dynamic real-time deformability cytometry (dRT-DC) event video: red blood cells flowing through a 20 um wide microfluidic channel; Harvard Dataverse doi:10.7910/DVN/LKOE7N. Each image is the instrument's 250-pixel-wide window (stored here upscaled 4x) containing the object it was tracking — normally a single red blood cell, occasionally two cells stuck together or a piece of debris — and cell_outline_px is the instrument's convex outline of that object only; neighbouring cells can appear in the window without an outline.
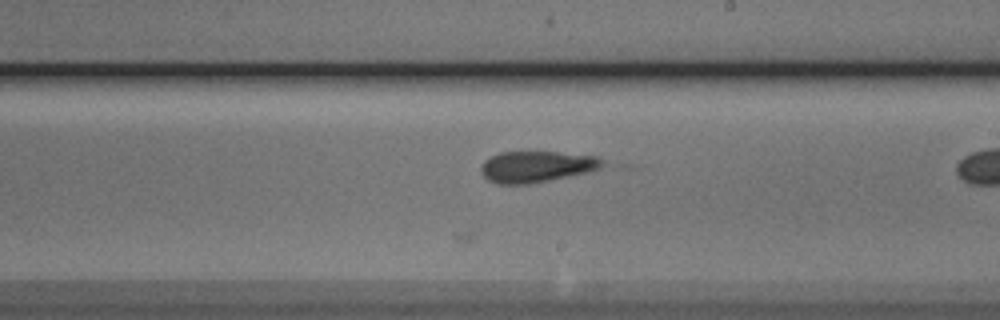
{"species": "Egyptian fruit bat (a non-hibernating species)", "species_latin": "Rousettus aegyptiacus", "temperature_condition": "cold", "stored_images_in_passage": 24, "camera_frame_rate_fps": 3000, "um_per_image_px": 0.085, "animal": {"sex": "male"}, "frame": {"image": 1, "passage_image": 19, "time_ms": 6.0, "image_size_px": [1000, 320], "cell_outline_px": [[608, 164], [600, 168], [588, 172], [528, 184], [500, 184], [488, 180], [480, 172], [480, 168], [484, 160], [500, 152], [556, 152], [600, 156]], "centroid_in_image_um": [45.64, 14.15], "position_along_channel_um": 243.4, "area_um2": 22.2}}